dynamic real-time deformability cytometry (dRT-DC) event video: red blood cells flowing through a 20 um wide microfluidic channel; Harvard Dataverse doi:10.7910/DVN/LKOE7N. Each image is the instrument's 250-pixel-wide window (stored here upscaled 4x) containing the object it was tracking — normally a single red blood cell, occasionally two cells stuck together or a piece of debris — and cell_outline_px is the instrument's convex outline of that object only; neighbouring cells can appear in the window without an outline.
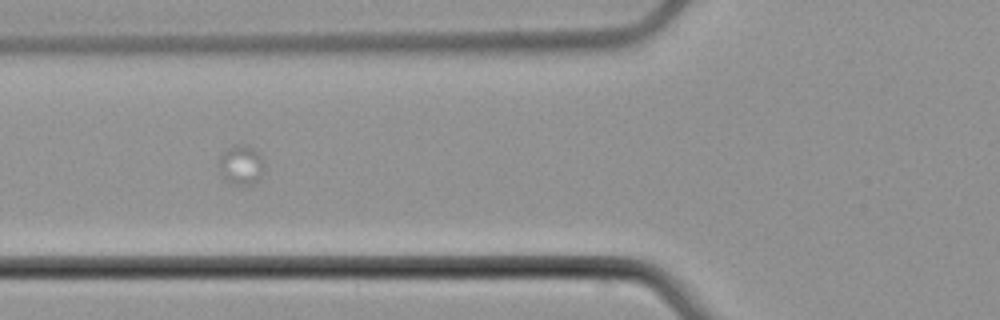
{"species": "common noctule bat (a hibernating species)", "species_latin": "Nyctalus noctula", "temperature_condition": "cold", "stored_images_in_passage": 3, "camera_frame_rate_fps": 3000, "um_per_image_px": 0.085, "animal": {"sex": "male", "body_mass_g": 21.5, "forearm_length_mm": 52.0}, "frame": {"image": 1, "passage_image": 2, "time_ms": 1.0, "image_size_px": [1000, 320], "cell_outline_px": [[264, 168], [260, 176], [252, 184], [232, 184], [220, 176], [220, 156], [232, 144], [248, 144], [260, 156], [264, 164]], "centroid_in_image_um": [20.47, 14.0], "position_along_channel_um": 105.3, "area_um2": 10.29}}